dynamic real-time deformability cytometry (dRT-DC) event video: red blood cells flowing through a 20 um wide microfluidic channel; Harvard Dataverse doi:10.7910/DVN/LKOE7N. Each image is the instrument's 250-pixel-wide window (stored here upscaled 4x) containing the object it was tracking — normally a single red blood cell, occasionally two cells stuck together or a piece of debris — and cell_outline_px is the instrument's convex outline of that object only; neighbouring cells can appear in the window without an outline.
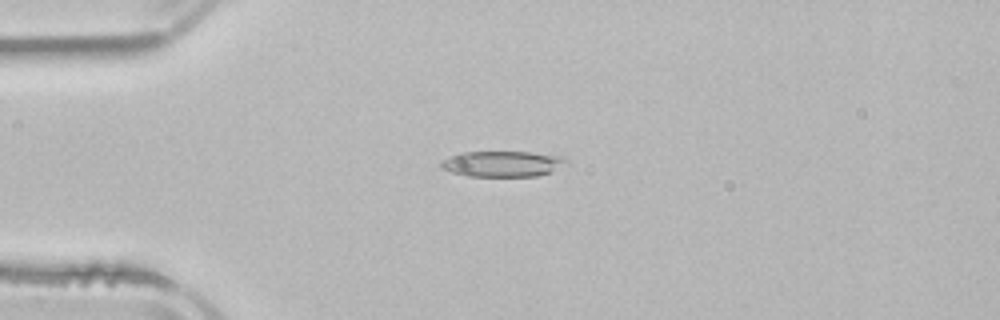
{"species": "common noctule bat (a hibernating species)", "species_latin": "Nyctalus noctula", "temperature_condition": "room temperature", "stored_images_in_passage": 2, "camera_frame_rate_fps": 3000, "um_per_image_px": 0.085, "animal": {"sex": "male", "body_mass_g": 21.5, "forearm_length_mm": 52.0}, "frame": {"image": 1, "passage_image": 1, "time_ms": 0.0, "image_size_px": [1000, 320], "cell_outline_px": [[568, 160], [552, 172], [536, 176], [464, 176], [440, 168], [440, 160], [460, 152], [532, 152], [564, 156]], "centroid_in_image_um": [42.67, 13.92], "position_along_channel_um": 42.3, "area_um2": 18.9}}